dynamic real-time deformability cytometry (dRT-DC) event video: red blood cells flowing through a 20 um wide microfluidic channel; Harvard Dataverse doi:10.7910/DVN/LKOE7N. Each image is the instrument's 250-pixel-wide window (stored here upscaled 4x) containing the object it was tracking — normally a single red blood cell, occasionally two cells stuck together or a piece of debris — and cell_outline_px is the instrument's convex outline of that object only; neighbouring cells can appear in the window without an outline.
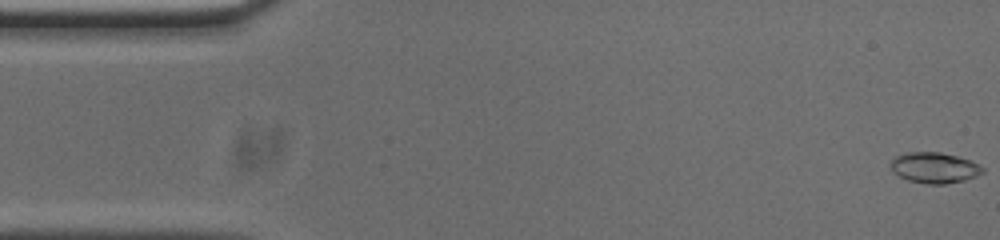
{"species": "common noctule bat (a hibernating species)", "species_latin": "Nyctalus noctula", "temperature_condition": "cold", "stored_images_in_passage": 54, "camera_frame_rate_fps": 3000, "um_per_image_px": 0.085, "animal": {"sex": "male", "body_mass_g": 20.0, "forearm_length_mm": 53.3}, "frame": {"image": 1, "passage_image": 1, "time_ms": 0.0, "image_size_px": [1000, 240], "cell_outline_px": [[984, 172], [976, 176], [964, 180], [948, 184], [928, 184], [908, 180], [892, 172], [892, 160], [896, 156], [904, 152], [940, 152], [956, 156], [968, 160], [984, 168]], "centroid_in_image_um": [79.41, 14.26], "position_along_channel_um": 5.6, "area_um2": 16.3}}
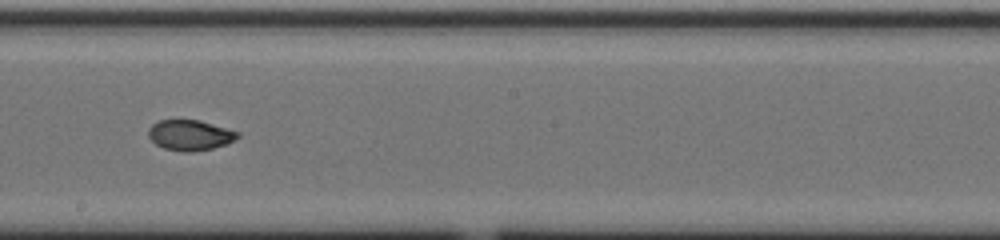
{"frame": {"image": 2, "passage_image": 29, "time_ms": 9.333, "image_size_px": [1000, 240], "cell_outline_px": [[240, 136], [228, 144], [212, 148], [192, 152], [180, 152], [164, 148], [156, 144], [148, 136], [148, 128], [152, 124], [160, 120], [200, 120], [240, 132]], "centroid_in_image_um": [16.16, 11.49], "position_along_channel_um": 232.0, "area_um2": 15.95}}
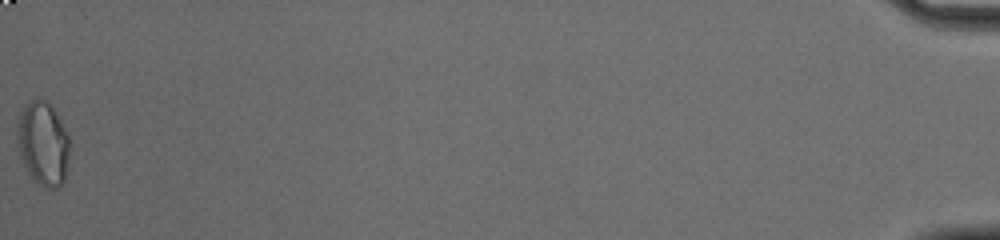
{"frame": {"image": 3, "passage_image": 54, "time_ms": 17.667, "image_size_px": [1000, 240], "cell_outline_px": [[72, 144], [68, 168], [64, 180], [60, 188], [44, 188], [28, 172], [20, 156], [16, 140], [16, 120], [24, 104], [36, 96], [40, 96], [48, 100], [52, 104], [60, 116], [68, 132]], "centroid_in_image_um": [3.69, 12.11], "position_along_channel_um": 431.5, "area_um2": 27.11}, "authors_computed_cell_mechanics": {"area_um2": 16.3863, "velocity_mm_per_s": 3.7428, "shape_relaxation_time_tau1_ms": 7.5423, "shape_relaxation_time_tau2_ms": 1.8866, "deformation_change_tau1": 0.1838, "deformation_change_tau2": 0.0553}}